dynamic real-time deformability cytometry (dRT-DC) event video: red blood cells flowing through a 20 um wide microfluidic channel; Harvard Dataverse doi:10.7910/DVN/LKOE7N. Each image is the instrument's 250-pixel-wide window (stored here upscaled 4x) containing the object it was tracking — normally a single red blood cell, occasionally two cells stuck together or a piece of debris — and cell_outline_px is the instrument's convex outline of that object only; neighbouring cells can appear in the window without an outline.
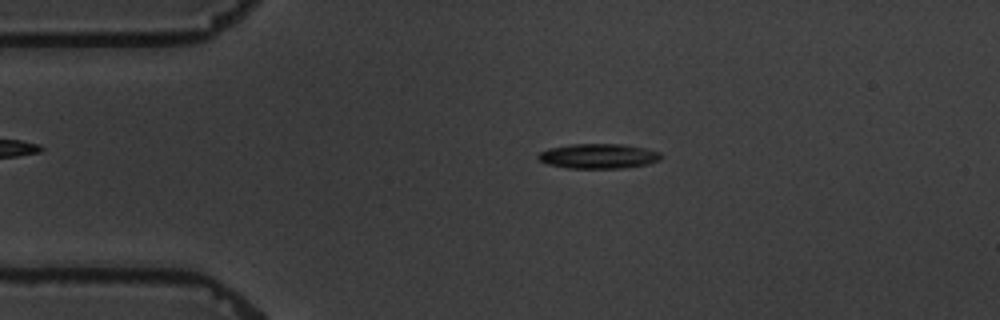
{"species": "common noctule bat (a hibernating species)", "species_latin": "Nyctalus noctula", "temperature_condition": "warm", "stored_images_in_passage": 11, "camera_frame_rate_fps": 3000, "um_per_image_px": 0.085, "animal": {"sex": "male", "body_mass_g": 19.5, "forearm_length_mm": 54.6}, "frame": {"image": 1, "passage_image": 3, "time_ms": 3.333, "image_size_px": [1000, 320], "cell_outline_px": [[664, 156], [660, 160], [648, 164], [624, 168], [568, 168], [548, 164], [540, 160], [536, 156], [540, 152], [548, 148], [572, 144], [620, 144], [644, 148], [660, 152]], "centroid_in_image_um": [50.89, 13.27], "position_along_channel_um": 34.1, "area_um2": 17.8}}
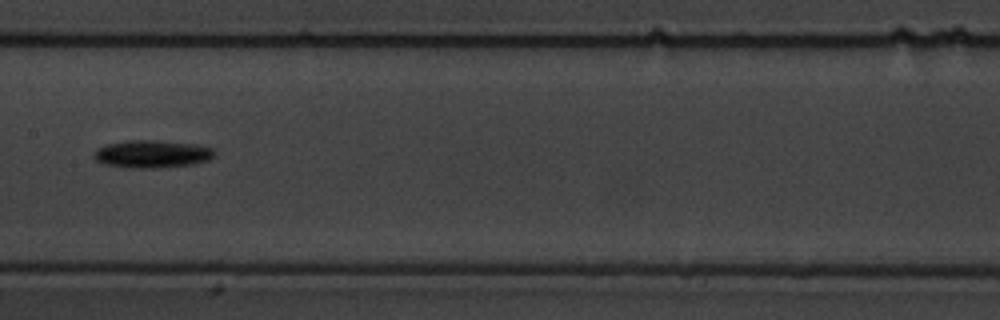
{"frame": {"image": 2, "passage_image": 8, "time_ms": 9.0, "image_size_px": [1000, 320], "cell_outline_px": [[216, 156], [208, 160], [192, 164], [156, 168], [128, 168], [104, 164], [96, 160], [92, 156], [96, 148], [104, 144], [128, 140], [156, 140], [196, 144], [212, 148], [216, 152]], "centroid_in_image_um": [12.9, 13.08], "position_along_channel_um": 194.5, "area_um2": 19.71}}
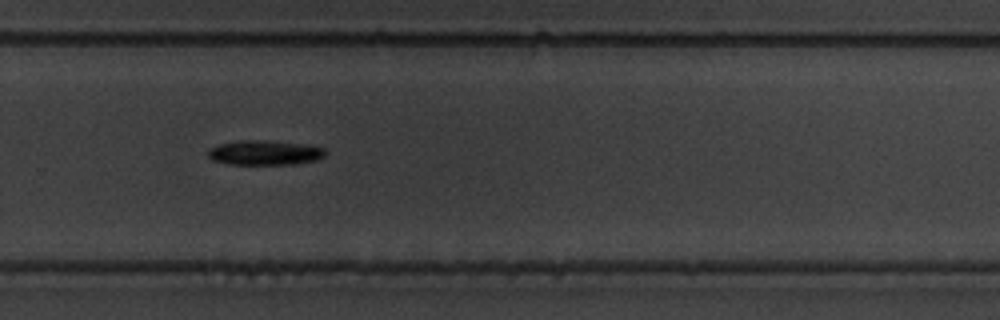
{"frame": {"image": 3, "passage_image": 11, "time_ms": 12.333, "image_size_px": [1000, 320], "cell_outline_px": [[328, 152], [324, 156], [316, 160], [296, 164], [228, 164], [212, 160], [208, 156], [208, 152], [212, 148], [220, 144], [240, 140], [264, 140], [308, 144], [324, 148]], "centroid_in_image_um": [22.55, 12.97], "position_along_channel_um": 307.2, "area_um2": 16.94}}